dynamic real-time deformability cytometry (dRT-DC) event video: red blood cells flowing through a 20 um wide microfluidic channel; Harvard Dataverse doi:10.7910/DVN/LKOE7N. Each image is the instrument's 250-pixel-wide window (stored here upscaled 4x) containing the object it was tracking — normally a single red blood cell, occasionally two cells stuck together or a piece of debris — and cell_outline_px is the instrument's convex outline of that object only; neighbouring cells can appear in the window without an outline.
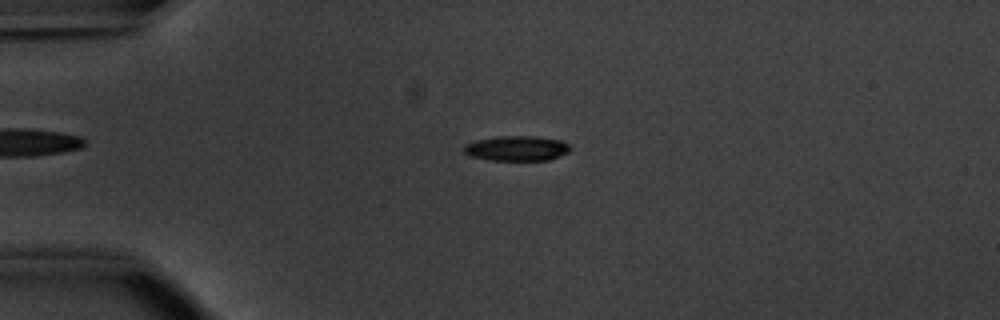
{"species": "common noctule bat (a hibernating species)", "species_latin": "Nyctalus noctula", "temperature_condition": "warm", "stored_images_in_passage": 53, "camera_frame_rate_fps": 3000, "um_per_image_px": 0.085, "animal": {"sex": "male", "body_mass_g": 20.1, "forearm_length_mm": 53.5}, "frame": {"image": 1, "passage_image": 13, "time_ms": 4.0, "image_size_px": [1000, 320], "cell_outline_px": [[572, 148], [568, 152], [560, 156], [548, 160], [488, 160], [472, 156], [464, 152], [464, 144], [476, 140], [496, 136], [536, 136], [560, 140], [568, 144]], "centroid_in_image_um": [43.93, 12.6], "position_along_channel_um": 41.1, "area_um2": 15.55}}
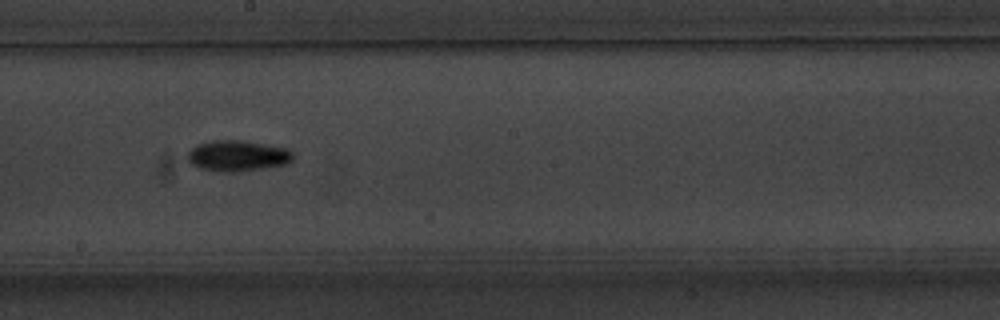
{"frame": {"image": 2, "passage_image": 30, "time_ms": 9.667, "image_size_px": [1000, 320], "cell_outline_px": [[292, 160], [288, 164], [240, 172], [224, 172], [200, 168], [192, 164], [188, 160], [188, 152], [196, 144], [212, 140], [240, 140], [288, 148], [292, 152]], "centroid_in_image_um": [20.2, 13.24], "position_along_channel_um": 228.0, "area_um2": 19.02}}
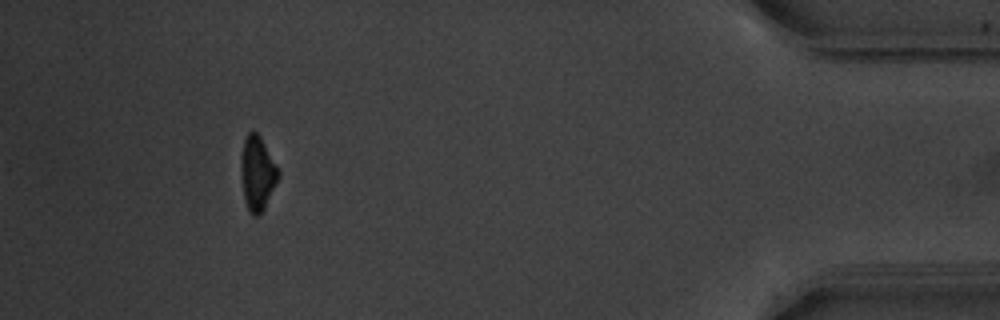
{"frame": {"image": 3, "passage_image": 49, "time_ms": 16.0, "image_size_px": [1000, 320], "cell_outline_px": [[280, 176], [260, 216], [252, 216], [244, 200], [240, 172], [240, 164], [244, 140], [248, 132], [256, 132], [260, 136], [280, 172]], "centroid_in_image_um": [21.87, 14.75], "position_along_channel_um": 413.3, "area_um2": 16.13}, "authors_computed_cell_mechanics": {"area_um2": 16.1262, "velocity_mm_per_s": 3.8273, "shape_relaxation_time_tau1_ms": 2.0294, "shape_relaxation_time_tau2_ms": null, "deformation_change_tau1": 0.1504, "deformation_change_tau2": null}}